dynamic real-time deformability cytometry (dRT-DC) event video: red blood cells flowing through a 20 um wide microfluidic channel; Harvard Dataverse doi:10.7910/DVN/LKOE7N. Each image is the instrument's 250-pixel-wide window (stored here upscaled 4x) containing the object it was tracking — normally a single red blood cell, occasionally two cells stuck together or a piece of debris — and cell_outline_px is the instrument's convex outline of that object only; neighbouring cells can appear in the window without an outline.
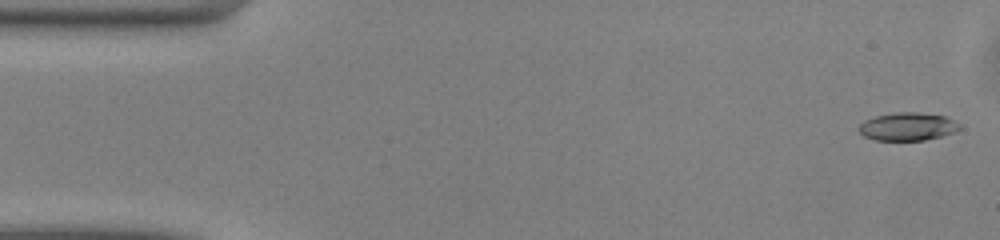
{"species": "common noctule bat (a hibernating species)", "species_latin": "Nyctalus noctula", "temperature_condition": "warm", "stored_images_in_passage": 49, "camera_frame_rate_fps": 3000, "um_per_image_px": 0.085, "animal": {"sex": "male", "body_mass_g": 13.0, "forearm_length_mm": 53.1}, "frame": {"image": 1, "passage_image": 1, "time_ms": 0.0, "image_size_px": [1000, 240], "cell_outline_px": [[960, 128], [956, 132], [924, 140], [876, 140], [864, 136], [856, 128], [864, 120], [876, 116], [896, 112], [916, 112], [944, 116], [960, 124]], "centroid_in_image_um": [77.12, 10.76], "position_along_channel_um": 7.9, "area_um2": 16.36}}
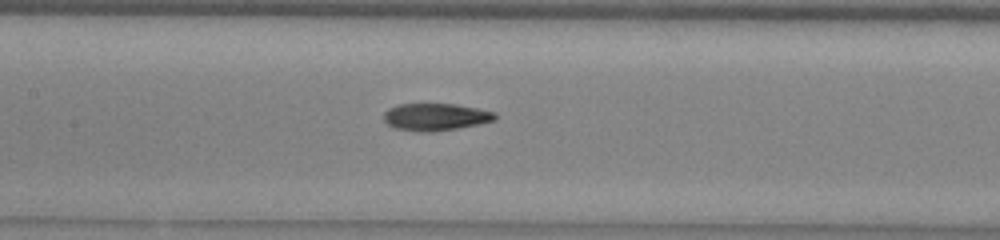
{"frame": {"image": 2, "passage_image": 22, "time_ms": 7.0, "image_size_px": [1000, 240], "cell_outline_px": [[496, 120], [480, 124], [436, 132], [416, 132], [396, 128], [388, 124], [384, 120], [384, 112], [388, 108], [400, 104], [456, 104], [496, 112]], "centroid_in_image_um": [37.03, 9.95], "position_along_channel_um": 170.4, "area_um2": 17.8}}
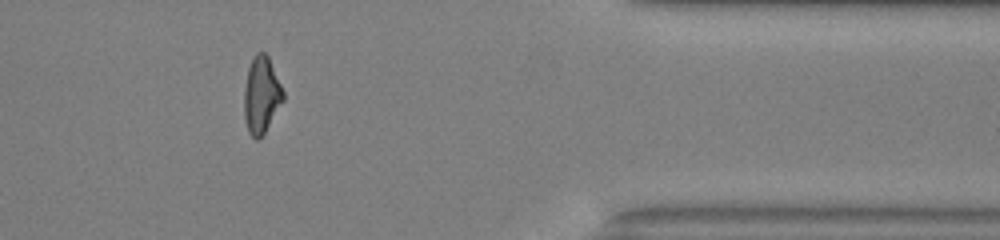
{"frame": {"image": 3, "passage_image": 40, "time_ms": 13.0, "image_size_px": [1000, 240], "cell_outline_px": [[284, 100], [264, 132], [256, 140], [248, 132], [244, 120], [244, 88], [248, 68], [256, 52], [264, 52], [268, 56], [284, 92]], "centroid_in_image_um": [22.21, 8.07], "position_along_channel_um": 389.2, "area_um2": 17.28}, "authors_computed_cell_mechanics": {"area_um2": 17.3978, "velocity_mm_per_s": 4.1139, "shape_relaxation_time_tau1_ms": 5.7987, "shape_relaxation_time_tau2_ms": 2.7385, "deformation_change_tau1": 0.1799, "deformation_change_tau2": 0.1102}}